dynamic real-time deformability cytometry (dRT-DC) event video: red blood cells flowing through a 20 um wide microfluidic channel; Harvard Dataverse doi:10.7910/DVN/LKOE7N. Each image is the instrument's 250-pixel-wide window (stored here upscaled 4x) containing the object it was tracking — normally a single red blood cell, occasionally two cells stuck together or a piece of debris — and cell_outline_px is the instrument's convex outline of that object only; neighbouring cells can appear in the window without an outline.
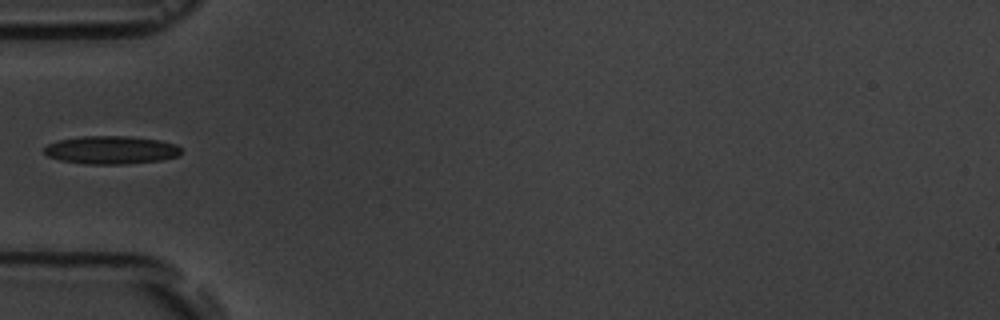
{"species": "common noctule bat (a hibernating species)", "species_latin": "Nyctalus noctula", "temperature_condition": "room temperature", "stored_images_in_passage": 8, "camera_frame_rate_fps": 3000, "um_per_image_px": 0.085, "animal": {"sex": "male", "body_mass_g": 19.5, "forearm_length_mm": 54.6}, "frame": {"image": 1, "passage_image": 4, "time_ms": 3.667, "image_size_px": [1000, 320], "cell_outline_px": [[180, 156], [160, 160], [128, 164], [84, 164], [60, 160], [48, 156], [44, 152], [44, 148], [48, 144], [56, 140], [80, 136], [128, 136], [160, 140], [176, 144], [180, 148]], "centroid_in_image_um": [9.43, 12.75], "position_along_channel_um": 75.6, "area_um2": 22.6}}
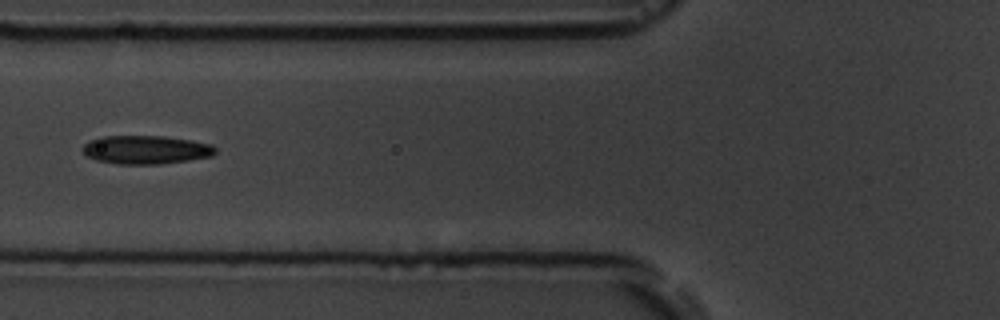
{"frame": {"image": 2, "passage_image": 5, "time_ms": 4.667, "image_size_px": [1000, 320], "cell_outline_px": [[216, 152], [212, 156], [188, 160], [160, 164], [116, 164], [96, 160], [88, 156], [80, 148], [84, 144], [100, 136], [164, 136], [192, 140], [212, 144], [216, 148]], "centroid_in_image_um": [12.41, 12.72], "position_along_channel_um": 113.4, "area_um2": 22.14}}
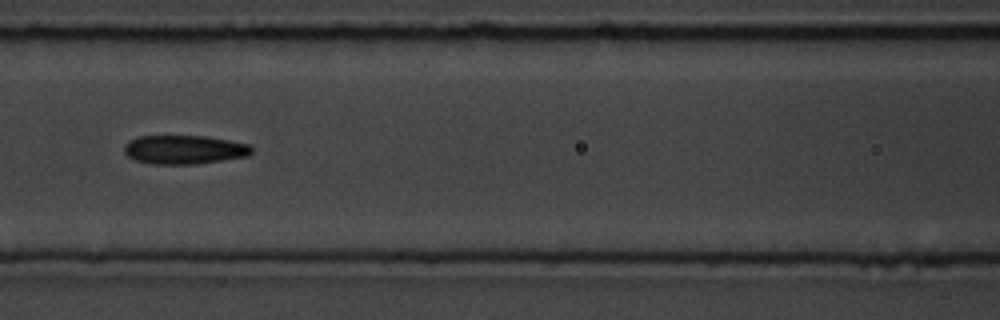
{"frame": {"image": 3, "passage_image": 6, "time_ms": 5.667, "image_size_px": [1000, 320], "cell_outline_px": [[252, 152], [248, 156], [196, 164], [152, 164], [136, 160], [128, 156], [124, 152], [124, 144], [128, 140], [140, 136], [204, 136], [228, 140], [248, 144], [252, 148]], "centroid_in_image_um": [15.64, 12.72], "position_along_channel_um": 151.0, "area_um2": 21.39}}